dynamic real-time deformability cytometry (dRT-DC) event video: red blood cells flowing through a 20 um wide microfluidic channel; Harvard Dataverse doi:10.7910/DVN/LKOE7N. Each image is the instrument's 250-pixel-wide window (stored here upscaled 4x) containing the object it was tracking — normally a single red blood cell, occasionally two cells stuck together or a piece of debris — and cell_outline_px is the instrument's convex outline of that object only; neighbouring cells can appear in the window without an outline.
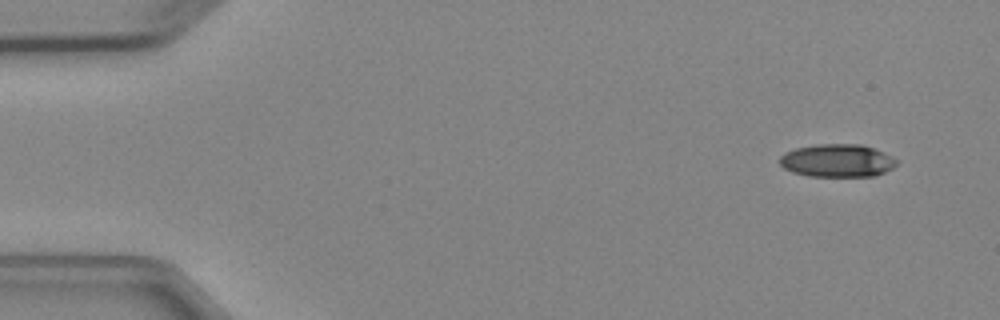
{"species": "Egyptian fruit bat (a non-hibernating species)", "species_latin": "Rousettus aegyptiacus", "temperature_condition": "cold", "stored_images_in_passage": 5, "camera_frame_rate_fps": 3000, "um_per_image_px": 0.085, "animal": {"sex": "female"}, "frame": {"image": 1, "passage_image": 1, "time_ms": 0.0, "image_size_px": [1000, 320], "cell_outline_px": [[900, 160], [892, 168], [876, 176], [808, 176], [792, 172], [784, 168], [780, 164], [780, 156], [784, 152], [796, 148], [816, 144], [860, 144], [872, 148], [892, 156]], "centroid_in_image_um": [71.16, 13.65], "position_along_channel_um": 13.8, "area_um2": 22.48}}
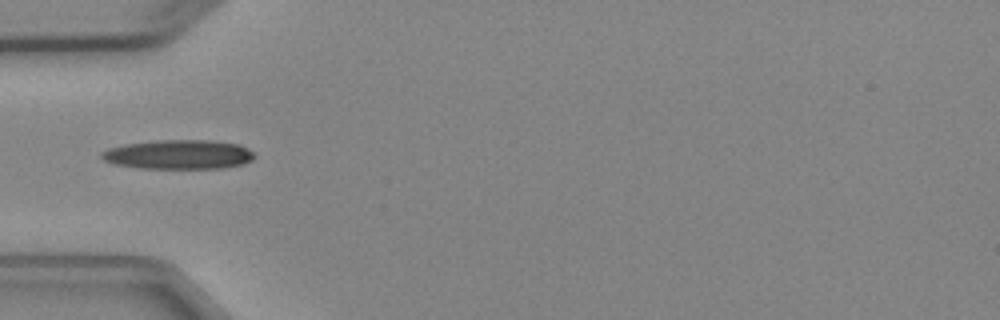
{"frame": {"image": 2, "passage_image": 4, "time_ms": 4.333, "image_size_px": [1000, 320], "cell_outline_px": [[256, 156], [252, 160], [244, 164], [224, 168], [136, 168], [112, 164], [104, 160], [100, 156], [100, 152], [108, 148], [124, 144], [156, 140], [208, 140], [236, 144], [248, 148]], "centroid_in_image_um": [15.14, 13.14], "position_along_channel_um": 69.9, "area_um2": 26.3}}